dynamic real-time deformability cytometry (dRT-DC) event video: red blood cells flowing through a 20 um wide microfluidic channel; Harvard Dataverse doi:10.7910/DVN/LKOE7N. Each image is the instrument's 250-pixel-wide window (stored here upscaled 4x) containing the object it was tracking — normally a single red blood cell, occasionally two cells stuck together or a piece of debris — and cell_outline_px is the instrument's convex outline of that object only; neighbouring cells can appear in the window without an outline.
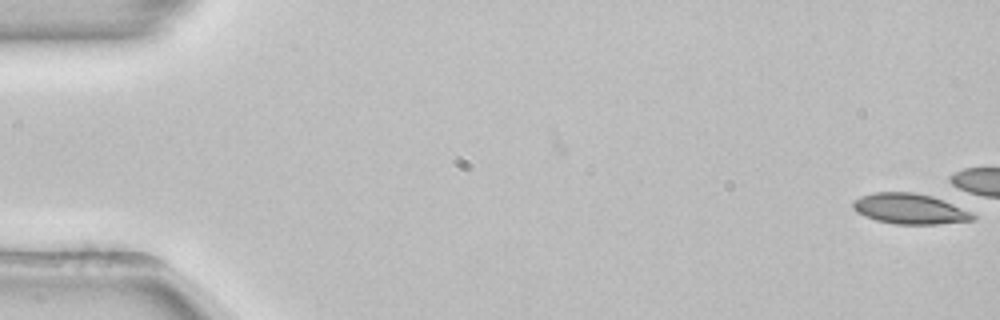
{"species": "common noctule bat (a hibernating species)", "species_latin": "Nyctalus noctula", "temperature_condition": "room temperature", "stored_images_in_passage": 6, "camera_frame_rate_fps": 3000, "um_per_image_px": 0.085, "animal": {"sex": "female", "body_mass_g": 22.7, "forearm_length_mm": 54.2}, "frame": {"image": 1, "passage_image": 6, "time_ms": 1.667, "image_size_px": [1000, 320], "cell_outline_px": [[976, 216], [972, 220], [936, 224], [896, 224], [876, 220], [864, 216], [856, 212], [852, 208], [852, 200], [860, 196], [872, 192], [912, 192], [932, 196], [944, 200]], "centroid_in_image_um": [77.23, 17.74], "position_along_channel_um": 7.8, "area_um2": 21.15}}